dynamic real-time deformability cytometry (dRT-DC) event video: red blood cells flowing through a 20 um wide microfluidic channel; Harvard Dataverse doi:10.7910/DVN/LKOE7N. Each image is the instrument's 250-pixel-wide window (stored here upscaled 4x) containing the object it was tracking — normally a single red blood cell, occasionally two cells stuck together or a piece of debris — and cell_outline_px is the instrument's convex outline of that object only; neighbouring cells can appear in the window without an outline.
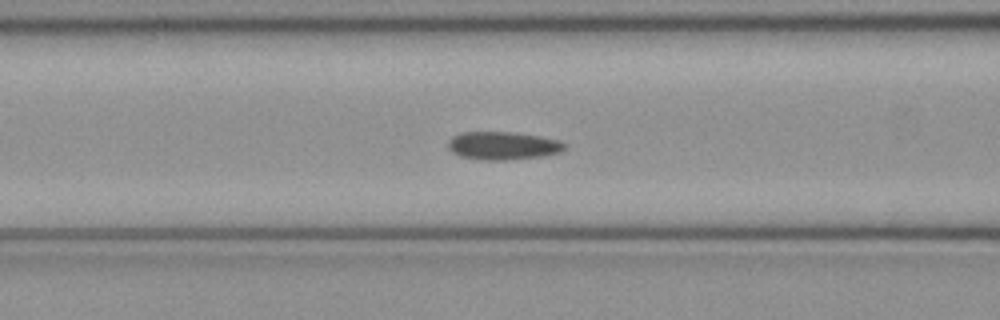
{"species": "common noctule bat (a hibernating species)", "species_latin": "Nyctalus noctula", "temperature_condition": "cold", "stored_images_in_passage": 51, "camera_frame_rate_fps": 3000, "um_per_image_px": 0.085, "animal": {"sex": "female", "body_mass_g": 21.9}, "frame": {"image": 1, "passage_image": 20, "time_ms": 6.333, "image_size_px": [1000, 320], "cell_outline_px": [[568, 144], [560, 152], [544, 156], [504, 160], [484, 160], [460, 156], [452, 152], [448, 148], [448, 140], [452, 136], [464, 132], [512, 132], [540, 136], [560, 140]], "centroid_in_image_um": [42.76, 12.38], "position_along_channel_um": 123.8, "area_um2": 19.13}}
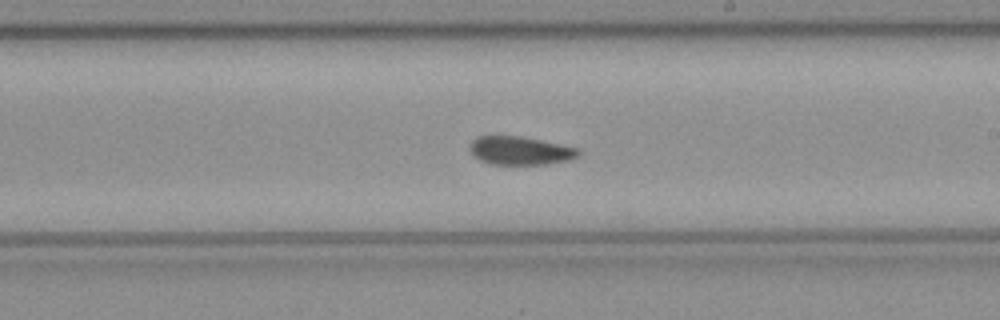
{"frame": {"image": 2, "passage_image": 29, "time_ms": 9.333, "image_size_px": [1000, 320], "cell_outline_px": [[580, 156], [568, 160], [548, 164], [492, 164], [480, 160], [468, 148], [472, 140], [476, 136], [520, 136], [540, 140], [576, 148], [580, 152]], "centroid_in_image_um": [44.2, 12.8], "position_along_channel_um": 244.8, "area_um2": 17.74}}
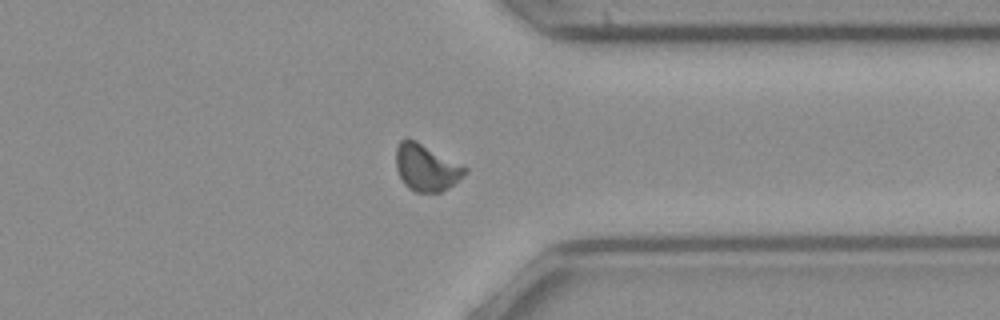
{"frame": {"image": 3, "passage_image": 39, "time_ms": 12.667, "image_size_px": [1000, 320], "cell_outline_px": [[468, 172], [448, 188], [440, 192], [416, 192], [408, 188], [404, 184], [396, 168], [396, 148], [400, 140], [416, 140], [468, 168]], "centroid_in_image_um": [36.23, 14.25], "position_along_channel_um": 375.2, "area_um2": 18.61}, "authors_computed_cell_mechanics": {"area_um2": 18.6694, "velocity_mm_per_s": 4.022, "shape_relaxation_time_tau1_ms": 6.7545, "shape_relaxation_time_tau2_ms": 1.9645, "deformation_change_tau1": 0.1468, "deformation_change_tau2": 0.0725}}